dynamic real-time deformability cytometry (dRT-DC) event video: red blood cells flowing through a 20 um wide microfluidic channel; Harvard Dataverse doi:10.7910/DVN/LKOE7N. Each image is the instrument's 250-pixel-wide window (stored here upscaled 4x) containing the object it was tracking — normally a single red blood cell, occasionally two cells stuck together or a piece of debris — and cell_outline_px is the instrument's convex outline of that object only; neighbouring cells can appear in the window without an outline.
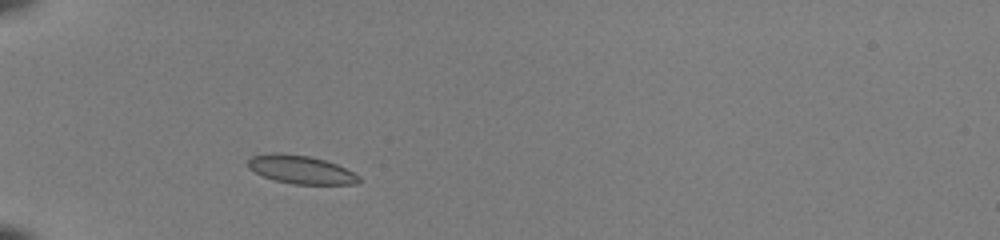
{"species": "common noctule bat (a hibernating species)", "species_latin": "Nyctalus noctula", "temperature_condition": "room temperature", "stored_images_in_passage": 35, "camera_frame_rate_fps": 3000, "um_per_image_px": 0.085, "animal": {"sex": "female", "body_mass_g": 22.0, "forearm_length_mm": 56.7}, "frame": {"image": 1, "passage_image": 1, "time_ms": 0.0, "image_size_px": [1000, 240], "cell_outline_px": [[360, 180], [356, 184], [292, 184], [276, 180], [264, 176], [248, 168], [248, 156], [272, 152], [280, 152], [312, 156], [336, 164], [360, 176]], "centroid_in_image_um": [25.53, 14.39], "position_along_channel_um": 59.5, "area_um2": 18.38}}
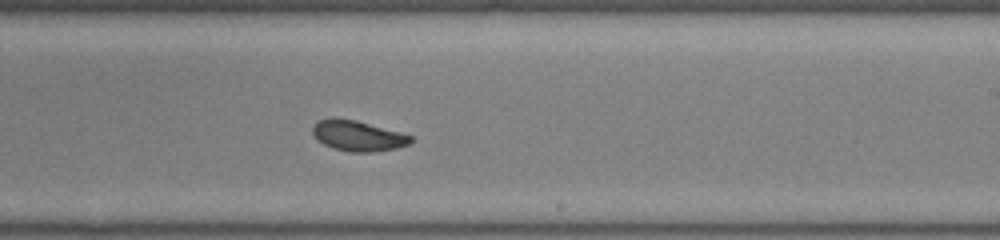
{"frame": {"image": 2, "passage_image": 17, "time_ms": 5.333, "image_size_px": [1000, 240], "cell_outline_px": [[412, 140], [408, 144], [396, 148], [372, 152], [352, 152], [332, 148], [324, 144], [312, 132], [312, 128], [316, 120], [332, 116], [336, 116], [356, 120], [400, 132], [412, 136]], "centroid_in_image_um": [30.38, 11.51], "position_along_channel_um": 258.6, "area_um2": 17.51}}
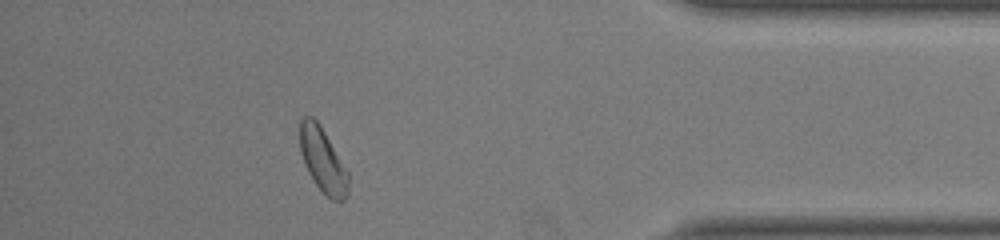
{"frame": {"image": 3, "passage_image": 30, "time_ms": 9.667, "image_size_px": [1000, 240], "cell_outline_px": [[348, 192], [344, 200], [332, 200], [316, 184], [308, 172], [304, 164], [300, 152], [300, 120], [304, 116], [312, 116], [320, 124], [348, 172]], "centroid_in_image_um": [27.42, 13.59], "position_along_channel_um": 407.8, "area_um2": 17.92}, "authors_computed_cell_mechanics": {"area_um2": 18.0914, "velocity_mm_per_s": 4.0531, "shape_relaxation_time_tau1_ms": 5.4519, "shape_relaxation_time_tau2_ms": null, "deformation_change_tau1": 0.1373, "deformation_change_tau2": null}}